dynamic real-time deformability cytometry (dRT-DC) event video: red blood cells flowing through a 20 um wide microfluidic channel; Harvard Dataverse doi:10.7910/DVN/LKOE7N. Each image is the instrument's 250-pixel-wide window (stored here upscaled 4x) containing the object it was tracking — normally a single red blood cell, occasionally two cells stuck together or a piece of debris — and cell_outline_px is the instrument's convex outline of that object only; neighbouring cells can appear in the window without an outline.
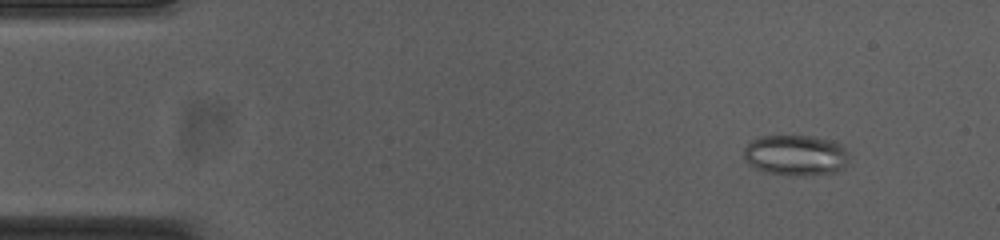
{"species": "common noctule bat (a hibernating species)", "species_latin": "Nyctalus noctula", "temperature_condition": "cold", "stored_images_in_passage": 54, "camera_frame_rate_fps": 3000, "um_per_image_px": 0.085, "animal": {"sex": "female", "body_mass_g": 23.0, "forearm_length_mm": 53.4}, "frame": {"image": 1, "passage_image": 6, "time_ms": 1.667, "image_size_px": [1000, 240], "cell_outline_px": [[852, 156], [848, 164], [844, 168], [836, 172], [804, 176], [792, 176], [764, 172], [748, 164], [744, 156], [744, 148], [752, 140], [760, 136], [780, 132], [812, 136], [832, 140], [840, 144]], "centroid_in_image_um": [67.66, 13.16], "position_along_channel_um": 17.3, "area_um2": 26.18}}
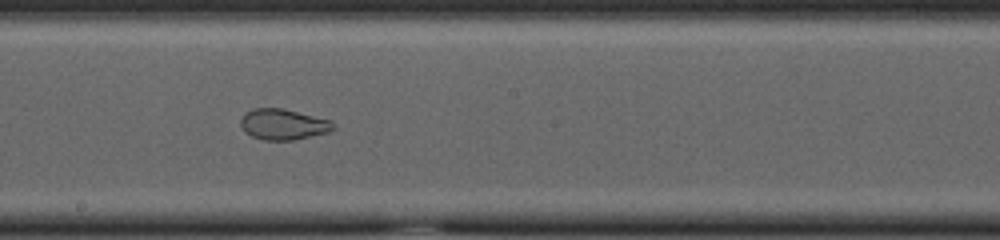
{"frame": {"image": 2, "passage_image": 30, "time_ms": 9.667, "image_size_px": [1000, 240], "cell_outline_px": [[336, 128], [332, 132], [292, 140], [264, 140], [252, 136], [244, 132], [240, 124], [240, 120], [244, 112], [252, 108], [284, 108], [332, 120]], "centroid_in_image_um": [24.09, 10.56], "position_along_channel_um": 224.1, "area_um2": 16.99}}
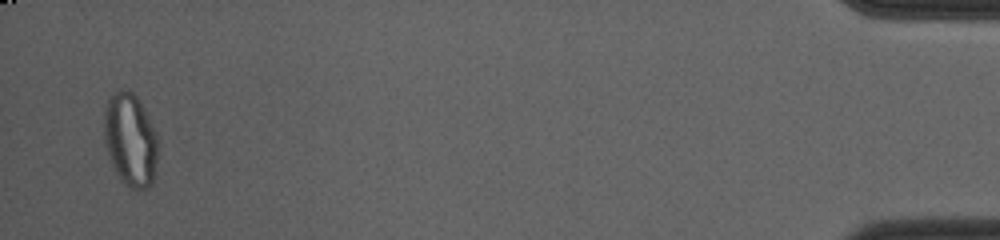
{"frame": {"image": 3, "passage_image": 53, "time_ms": 17.333, "image_size_px": [1000, 240], "cell_outline_px": [[156, 160], [152, 184], [148, 188], [128, 188], [124, 184], [116, 172], [108, 156], [104, 140], [104, 112], [108, 100], [120, 88], [128, 88], [136, 96], [156, 136]], "centroid_in_image_um": [11.03, 11.9], "position_along_channel_um": 424.2, "area_um2": 28.55}, "authors_computed_cell_mechanics": {"area_um2": 24.4494, "velocity_mm_per_s": 3.7559, "shape_relaxation_time_tau1_ms": null, "shape_relaxation_time_tau2_ms": 1.1756, "deformation_change_tau1": null, "deformation_change_tau2": 0.0614}}